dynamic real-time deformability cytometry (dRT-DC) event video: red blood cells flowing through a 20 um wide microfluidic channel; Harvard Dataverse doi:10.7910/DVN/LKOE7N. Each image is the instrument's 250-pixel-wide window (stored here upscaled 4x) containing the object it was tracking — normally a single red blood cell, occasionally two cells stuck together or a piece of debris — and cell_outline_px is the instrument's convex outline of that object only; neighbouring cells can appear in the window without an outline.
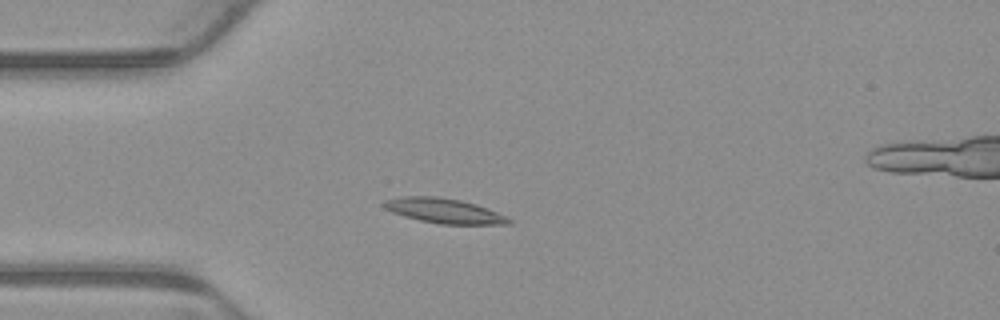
{"species": "common noctule bat (a hibernating species)", "species_latin": "Nyctalus noctula", "temperature_condition": "warm", "stored_images_in_passage": 5, "camera_frame_rate_fps": 3000, "um_per_image_px": 0.085, "animal": {"sex": "male", "body_mass_g": 23.1, "forearm_length_mm": 52.7}, "frame": {"image": 1, "passage_image": 4, "time_ms": 1.0, "image_size_px": [1000, 320], "cell_outline_px": [[512, 224], [440, 224], [420, 220], [404, 216], [392, 212], [384, 208], [380, 204], [384, 200], [400, 196], [440, 196], [460, 200], [476, 204], [508, 216], [512, 220]], "centroid_in_image_um": [37.73, 17.91], "position_along_channel_um": 47.3, "area_um2": 18.26}}